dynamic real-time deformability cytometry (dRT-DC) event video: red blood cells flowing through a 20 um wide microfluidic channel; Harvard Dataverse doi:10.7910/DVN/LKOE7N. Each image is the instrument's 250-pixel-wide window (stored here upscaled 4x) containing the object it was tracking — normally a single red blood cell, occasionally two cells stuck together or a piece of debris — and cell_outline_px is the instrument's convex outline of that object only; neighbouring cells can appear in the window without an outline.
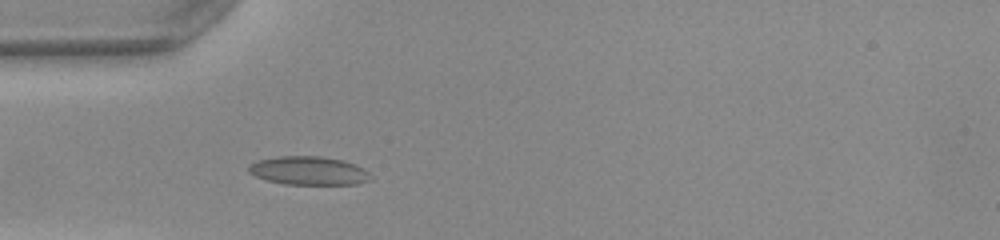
{"species": "common noctule bat (a hibernating species)", "species_latin": "Nyctalus noctula", "temperature_condition": "warm", "stored_images_in_passage": 40, "camera_frame_rate_fps": 3000, "um_per_image_px": 0.085, "animal": {"sex": "female", "body_mass_g": 22.0, "forearm_length_mm": 56.7}, "frame": {"image": 1, "passage_image": 4, "time_ms": 1.0, "image_size_px": [1000, 240], "cell_outline_px": [[372, 180], [356, 184], [284, 184], [268, 180], [256, 176], [248, 172], [248, 168], [256, 160], [276, 156], [320, 156], [344, 160], [364, 168], [368, 172]], "centroid_in_image_um": [26.25, 14.5], "position_along_channel_um": 58.8, "area_um2": 20.29}}
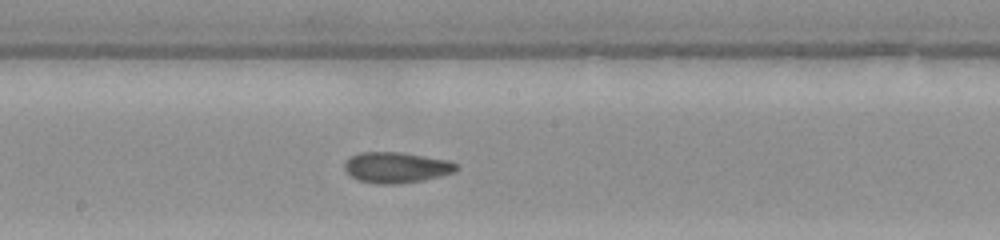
{"frame": {"image": 2, "passage_image": 16, "time_ms": 5.0, "image_size_px": [1000, 240], "cell_outline_px": [[460, 168], [456, 172], [424, 180], [396, 184], [376, 184], [356, 180], [344, 168], [344, 164], [352, 156], [360, 152], [400, 152], [448, 160], [456, 164]], "centroid_in_image_um": [33.71, 14.24], "position_along_channel_um": 214.5, "area_um2": 20.06}}
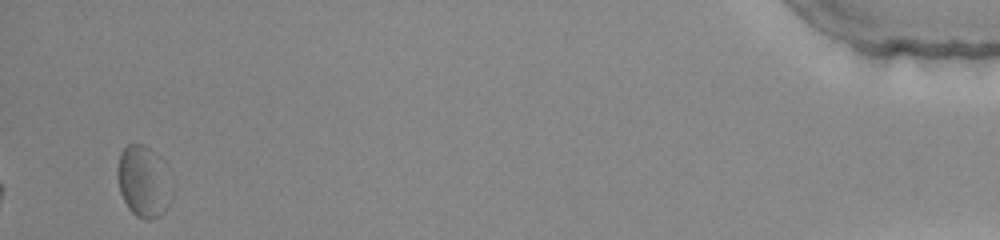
{"frame": {"image": 3, "passage_image": 38, "time_ms": 12.333, "image_size_px": [1000, 240], "cell_outline_px": [[164, 212], [160, 216], [148, 220], [144, 220], [136, 216], [128, 208], [120, 192], [116, 176], [116, 168], [120, 152], [128, 144], [140, 144], [148, 148], [164, 208]], "centroid_in_image_um": [11.81, 15.5], "position_along_channel_um": 423.4, "area_um2": 18.5}, "authors_computed_cell_mechanics": {"area_um2": 19.4208, "velocity_mm_per_s": 3.9917, "shape_relaxation_time_tau1_ms": 9.9772, "shape_relaxation_time_tau2_ms": 3.3254, "deformation_change_tau1": 0.17, "deformation_change_tau2": 0.0943}}